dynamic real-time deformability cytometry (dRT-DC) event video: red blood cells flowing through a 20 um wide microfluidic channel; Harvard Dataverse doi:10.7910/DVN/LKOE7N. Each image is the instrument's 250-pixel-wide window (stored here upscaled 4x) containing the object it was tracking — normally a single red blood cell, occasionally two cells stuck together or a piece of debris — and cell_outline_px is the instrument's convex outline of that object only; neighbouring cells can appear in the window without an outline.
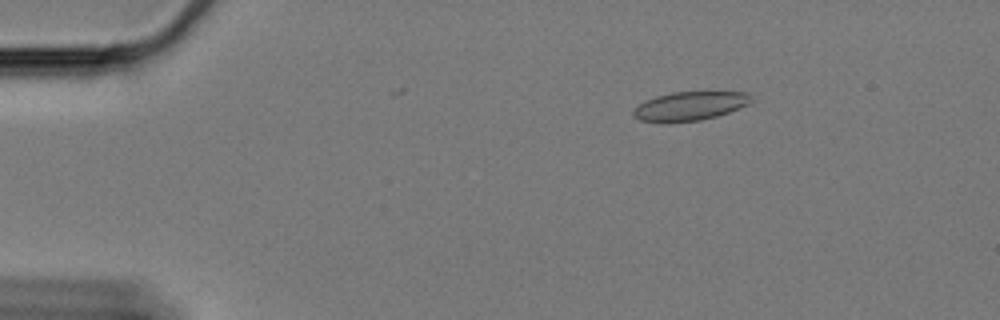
{"species": "Egyptian fruit bat (a non-hibernating species)", "species_latin": "Rousettus aegyptiacus", "temperature_condition": "cold", "stored_images_in_passage": 13, "camera_frame_rate_fps": 3000, "um_per_image_px": 0.085, "animal": {"sex": "female"}, "frame": {"image": 1, "passage_image": 1, "time_ms": 0.0, "image_size_px": [1000, 320], "cell_outline_px": [[756, 100], [740, 108], [716, 116], [700, 120], [640, 120], [632, 112], [640, 104], [656, 96], [672, 92], [748, 92]], "centroid_in_image_um": [58.77, 8.97], "position_along_channel_um": 26.2, "area_um2": 19.07}}
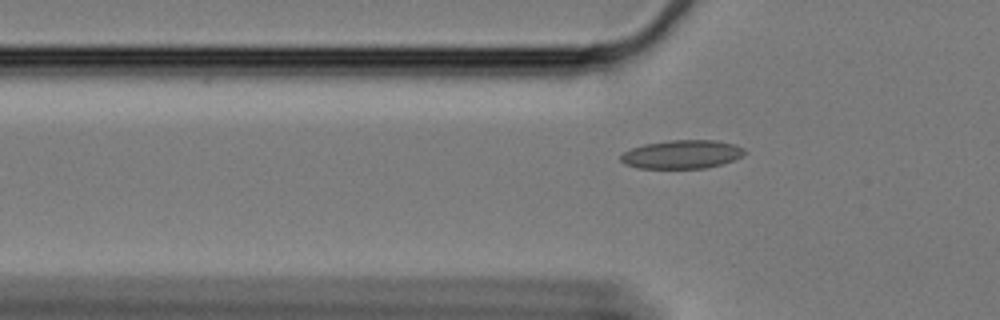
{"frame": {"image": 2, "passage_image": 11, "time_ms": 3.333, "image_size_px": [1000, 320], "cell_outline_px": [[748, 152], [744, 156], [724, 164], [704, 168], [640, 168], [624, 164], [620, 160], [620, 156], [624, 152], [632, 148], [644, 144], [668, 140], [716, 140], [736, 144], [744, 148]], "centroid_in_image_um": [58.02, 13.11], "position_along_channel_um": 67.8, "area_um2": 20.87}}